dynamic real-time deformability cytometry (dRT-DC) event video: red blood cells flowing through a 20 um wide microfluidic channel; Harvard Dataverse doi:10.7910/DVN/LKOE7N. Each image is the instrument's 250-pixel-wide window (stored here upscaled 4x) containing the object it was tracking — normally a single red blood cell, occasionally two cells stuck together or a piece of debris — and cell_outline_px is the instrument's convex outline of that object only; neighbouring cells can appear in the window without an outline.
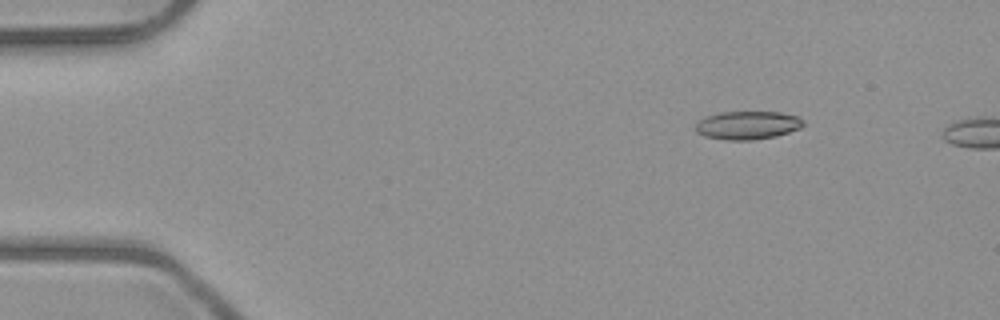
{"species": "common noctule bat (a hibernating species)", "species_latin": "Nyctalus noctula", "temperature_condition": "room temperature", "stored_images_in_passage": 2, "camera_frame_rate_fps": 3000, "um_per_image_px": 0.085, "animal": {"sex": "male", "body_mass_g": 23.1, "forearm_length_mm": 52.7}, "frame": {"image": 1, "passage_image": 1, "time_ms": 0.0, "image_size_px": [1000, 320], "cell_outline_px": [[804, 124], [800, 128], [776, 136], [752, 140], [724, 140], [704, 136], [696, 132], [696, 120], [704, 116], [720, 112], [780, 112], [796, 116], [804, 120]], "centroid_in_image_um": [63.49, 10.64], "position_along_channel_um": 21.5, "area_um2": 17.92}}